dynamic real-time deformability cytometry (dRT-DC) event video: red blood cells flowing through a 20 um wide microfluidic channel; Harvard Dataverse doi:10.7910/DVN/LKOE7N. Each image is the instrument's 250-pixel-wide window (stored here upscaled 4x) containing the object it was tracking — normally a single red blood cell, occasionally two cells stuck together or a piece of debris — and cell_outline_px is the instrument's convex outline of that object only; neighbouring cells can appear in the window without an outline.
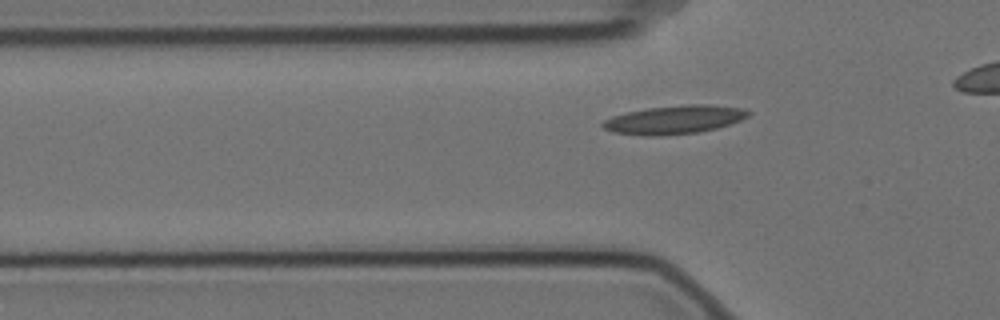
{"species": "Egyptian fruit bat (a non-hibernating species)", "species_latin": "Rousettus aegyptiacus", "temperature_condition": "cold", "stored_images_in_passage": 37, "camera_frame_rate_fps": 3000, "um_per_image_px": 0.085, "animal": {"sex": "female"}, "frame": {"image": 1, "passage_image": 9, "time_ms": 2.667, "image_size_px": [1000, 320], "cell_outline_px": [[752, 112], [748, 116], [740, 120], [716, 128], [700, 132], [660, 136], [644, 136], [616, 132], [604, 128], [600, 124], [604, 120], [612, 116], [628, 112], [648, 108], [688, 104], [708, 104], [744, 108]], "centroid_in_image_um": [57.34, 10.17], "position_along_channel_um": 68.5, "area_um2": 24.1}}
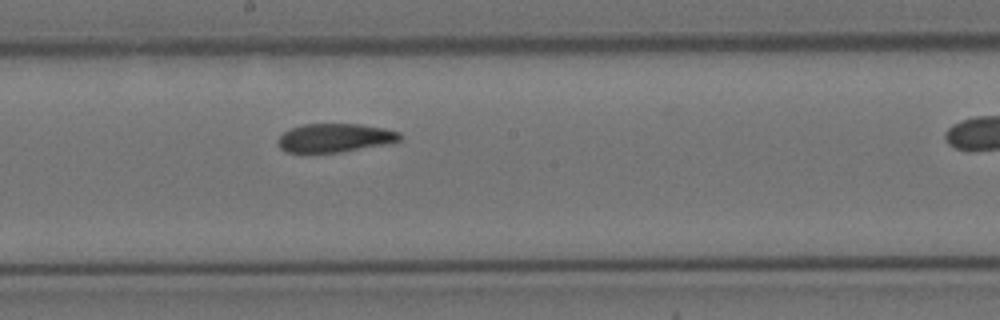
{"frame": {"image": 2, "passage_image": 22, "time_ms": 7.0, "image_size_px": [1000, 320], "cell_outline_px": [[400, 140], [384, 144], [340, 152], [284, 152], [276, 144], [276, 140], [284, 132], [292, 128], [304, 124], [360, 124], [384, 128], [400, 132]], "centroid_in_image_um": [28.41, 11.71], "position_along_channel_um": 219.8, "area_um2": 20.17}}
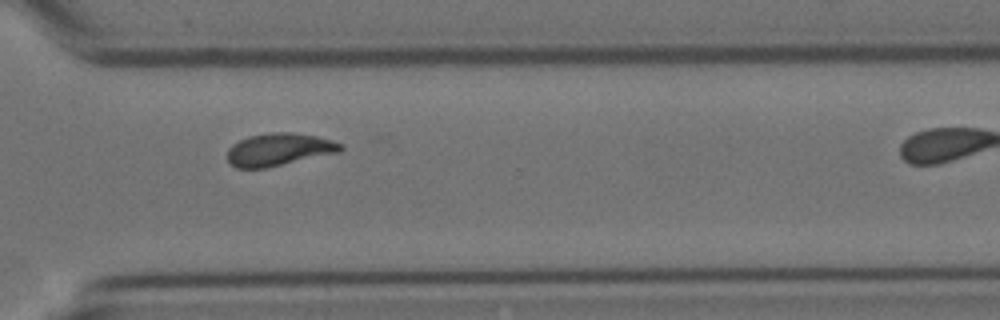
{"frame": {"image": 3, "passage_image": 33, "time_ms": 10.667, "image_size_px": [1000, 320], "cell_outline_px": [[344, 148], [340, 152], [268, 168], [236, 168], [228, 160], [228, 148], [232, 144], [248, 136], [272, 132], [292, 132], [316, 136], [332, 140], [344, 144]], "centroid_in_image_um": [23.74, 12.71], "position_along_channel_um": 346.9, "area_um2": 21.68}}